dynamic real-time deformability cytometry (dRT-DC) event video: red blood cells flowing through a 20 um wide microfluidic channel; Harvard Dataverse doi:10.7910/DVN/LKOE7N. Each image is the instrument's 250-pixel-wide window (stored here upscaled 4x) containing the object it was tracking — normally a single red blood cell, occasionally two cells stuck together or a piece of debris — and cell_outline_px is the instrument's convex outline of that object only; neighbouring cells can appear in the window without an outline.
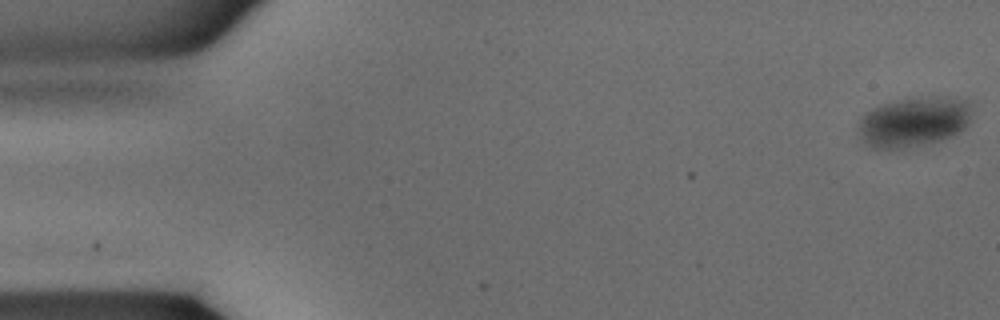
{"species": "common noctule bat (a hibernating species)", "species_latin": "Nyctalus noctula", "temperature_condition": "warm", "stored_images_in_passage": 36, "camera_frame_rate_fps": 3000, "um_per_image_px": 0.085, "animal": {"sex": "male", "body_mass_g": 15.6}, "frame": {"image": 1, "passage_image": 1, "time_ms": 0.0, "image_size_px": [1000, 320], "cell_outline_px": [[972, 112], [968, 124], [964, 128], [952, 136], [940, 140], [924, 144], [900, 148], [872, 148], [864, 140], [860, 132], [860, 120], [872, 108], [884, 104], [904, 100], [932, 96], [948, 96], [968, 100]], "centroid_in_image_um": [77.75, 10.34], "position_along_channel_um": 7.2, "area_um2": 32.43}}
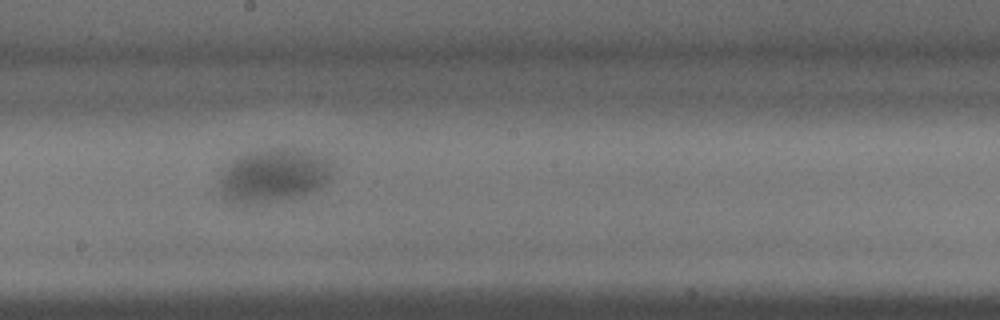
{"frame": {"image": 2, "passage_image": 20, "time_ms": 6.333, "image_size_px": [1000, 320], "cell_outline_px": [[332, 176], [320, 188], [304, 196], [256, 204], [228, 200], [224, 196], [220, 188], [220, 180], [224, 172], [232, 160], [248, 152], [272, 148], [304, 148], [324, 156], [332, 172]], "centroid_in_image_um": [23.32, 14.9], "position_along_channel_um": 224.9, "area_um2": 35.08}}
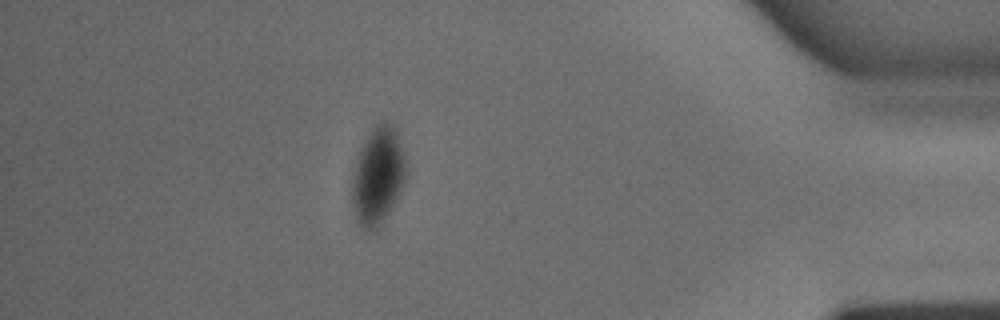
{"frame": {"image": 3, "passage_image": 32, "time_ms": 10.333, "image_size_px": [1000, 320], "cell_outline_px": [[404, 184], [392, 208], [380, 228], [376, 232], [372, 232], [360, 228], [356, 220], [352, 200], [352, 184], [360, 152], [364, 140], [376, 124], [380, 120], [384, 120], [392, 124], [396, 132], [404, 152]], "centroid_in_image_um": [32.12, 15.02], "position_along_channel_um": 403.1, "area_um2": 30.4}}